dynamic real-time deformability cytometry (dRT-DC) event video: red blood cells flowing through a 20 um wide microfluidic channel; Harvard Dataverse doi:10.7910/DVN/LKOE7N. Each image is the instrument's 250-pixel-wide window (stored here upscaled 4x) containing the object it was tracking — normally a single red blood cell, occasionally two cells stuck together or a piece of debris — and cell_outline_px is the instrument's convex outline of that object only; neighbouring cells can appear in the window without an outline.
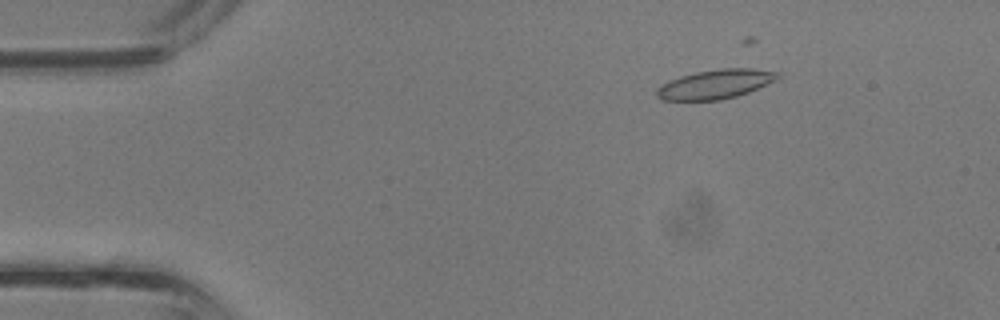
{"species": "common noctule bat (a hibernating species)", "species_latin": "Nyctalus noctula", "temperature_condition": "room temperature", "stored_images_in_passage": 14, "camera_frame_rate_fps": 3000, "um_per_image_px": 0.085, "animal": {"sex": "male", "body_mass_g": 13.3}, "frame": {"image": 1, "passage_image": 6, "time_ms": 1.667, "image_size_px": [1000, 320], "cell_outline_px": [[780, 76], [776, 80], [748, 92], [736, 96], [720, 100], [660, 100], [656, 96], [656, 88], [660, 84], [680, 76], [696, 72], [720, 68], [752, 68], [780, 72]], "centroid_in_image_um": [60.79, 7.15], "position_along_channel_um": 24.2, "area_um2": 20.69}}
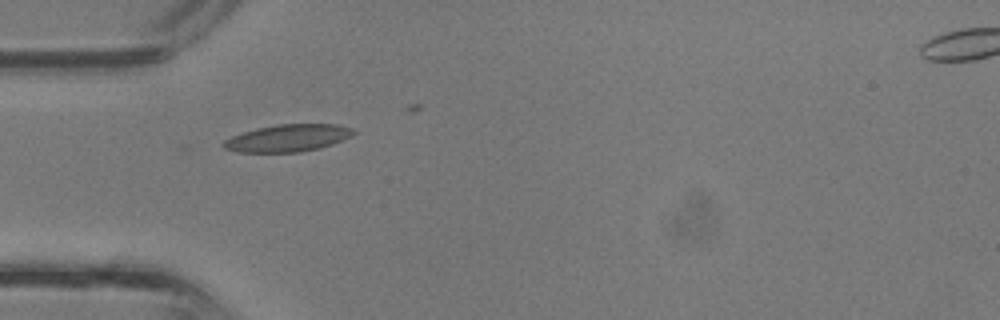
{"frame": {"image": 2, "passage_image": 12, "time_ms": 3.667, "image_size_px": [1000, 320], "cell_outline_px": [[356, 132], [352, 136], [332, 144], [320, 148], [300, 152], [236, 152], [224, 148], [220, 144], [224, 140], [232, 136], [256, 128], [276, 124], [340, 124], [352, 128]], "centroid_in_image_um": [24.47, 11.73], "position_along_channel_um": 60.5, "area_um2": 20.75}}